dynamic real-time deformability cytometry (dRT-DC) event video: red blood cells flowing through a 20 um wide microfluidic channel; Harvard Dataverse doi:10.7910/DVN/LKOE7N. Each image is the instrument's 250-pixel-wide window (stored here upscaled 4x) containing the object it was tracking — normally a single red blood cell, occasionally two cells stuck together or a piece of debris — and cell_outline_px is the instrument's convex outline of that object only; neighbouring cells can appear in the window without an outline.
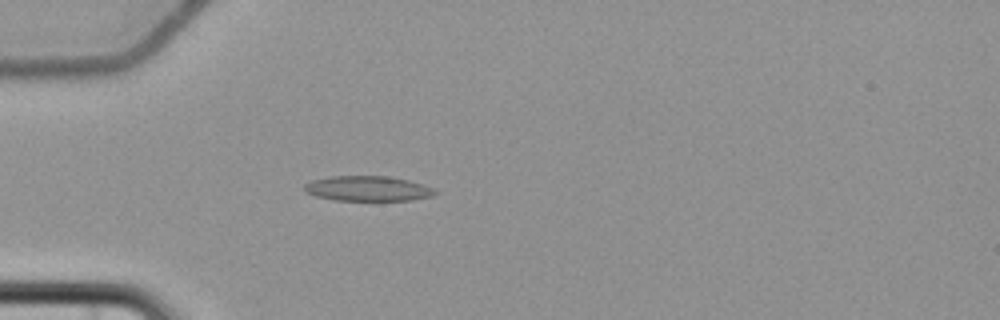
{"species": "common noctule bat (a hibernating species)", "species_latin": "Nyctalus noctula", "temperature_condition": "cold", "stored_images_in_passage": 5, "camera_frame_rate_fps": 3000, "um_per_image_px": 0.085, "animal": {"sex": "female", "body_mass_g": 22.7, "forearm_length_mm": 54.2}, "frame": {"image": 1, "passage_image": 5, "time_ms": 5.0, "image_size_px": [1000, 320], "cell_outline_px": [[440, 192], [432, 196], [412, 200], [336, 200], [316, 196], [304, 192], [304, 184], [312, 180], [332, 176], [388, 176], [408, 180], [424, 184], [436, 188]], "centroid_in_image_um": [31.31, 16.02], "position_along_channel_um": 53.7, "area_um2": 19.25}}